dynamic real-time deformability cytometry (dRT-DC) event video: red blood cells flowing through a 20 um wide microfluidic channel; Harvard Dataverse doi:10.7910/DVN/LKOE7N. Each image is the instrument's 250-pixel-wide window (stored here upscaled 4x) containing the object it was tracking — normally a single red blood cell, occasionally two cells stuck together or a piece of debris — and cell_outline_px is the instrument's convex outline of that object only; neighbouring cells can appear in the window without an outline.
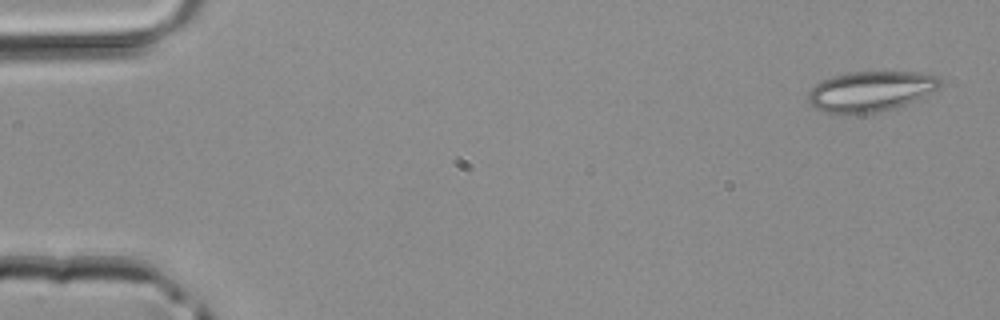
{"species": "common noctule bat (a hibernating species)", "species_latin": "Nyctalus noctula", "temperature_condition": "room temperature", "stored_images_in_passage": 4, "camera_frame_rate_fps": 3000, "um_per_image_px": 0.085, "animal": {"sex": "male", "body_mass_g": 20.4}, "frame": {"image": 1, "passage_image": 4, "time_ms": 1.0, "image_size_px": [1000, 320], "cell_outline_px": [[940, 88], [924, 100], [896, 108], [876, 112], [844, 116], [824, 112], [816, 108], [808, 100], [808, 92], [816, 84], [824, 80], [836, 76], [852, 72], [916, 72], [940, 76]], "centroid_in_image_um": [74.09, 7.8], "position_along_channel_um": 10.9, "area_um2": 31.73}}